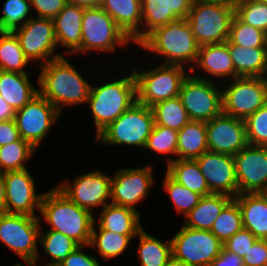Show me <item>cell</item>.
<instances>
[{
    "mask_svg": "<svg viewBox=\"0 0 267 266\" xmlns=\"http://www.w3.org/2000/svg\"><path fill=\"white\" fill-rule=\"evenodd\" d=\"M84 8L67 3L54 17V32L58 45L68 47L66 54L81 53L82 21Z\"/></svg>",
    "mask_w": 267,
    "mask_h": 266,
    "instance_id": "21",
    "label": "cell"
},
{
    "mask_svg": "<svg viewBox=\"0 0 267 266\" xmlns=\"http://www.w3.org/2000/svg\"><path fill=\"white\" fill-rule=\"evenodd\" d=\"M257 1H260V2L267 4V0H257Z\"/></svg>",
    "mask_w": 267,
    "mask_h": 266,
    "instance_id": "59",
    "label": "cell"
},
{
    "mask_svg": "<svg viewBox=\"0 0 267 266\" xmlns=\"http://www.w3.org/2000/svg\"><path fill=\"white\" fill-rule=\"evenodd\" d=\"M236 77H265L267 48H243L228 43Z\"/></svg>",
    "mask_w": 267,
    "mask_h": 266,
    "instance_id": "27",
    "label": "cell"
},
{
    "mask_svg": "<svg viewBox=\"0 0 267 266\" xmlns=\"http://www.w3.org/2000/svg\"><path fill=\"white\" fill-rule=\"evenodd\" d=\"M67 3L85 8L100 7L103 0H66Z\"/></svg>",
    "mask_w": 267,
    "mask_h": 266,
    "instance_id": "53",
    "label": "cell"
},
{
    "mask_svg": "<svg viewBox=\"0 0 267 266\" xmlns=\"http://www.w3.org/2000/svg\"><path fill=\"white\" fill-rule=\"evenodd\" d=\"M100 7L113 18L132 42L140 43L141 0H103Z\"/></svg>",
    "mask_w": 267,
    "mask_h": 266,
    "instance_id": "22",
    "label": "cell"
},
{
    "mask_svg": "<svg viewBox=\"0 0 267 266\" xmlns=\"http://www.w3.org/2000/svg\"><path fill=\"white\" fill-rule=\"evenodd\" d=\"M244 266H267V240L257 239L243 257Z\"/></svg>",
    "mask_w": 267,
    "mask_h": 266,
    "instance_id": "46",
    "label": "cell"
},
{
    "mask_svg": "<svg viewBox=\"0 0 267 266\" xmlns=\"http://www.w3.org/2000/svg\"><path fill=\"white\" fill-rule=\"evenodd\" d=\"M243 221L240 207L237 201L232 198L222 209L218 218L213 223L211 232L225 243L236 232L242 230Z\"/></svg>",
    "mask_w": 267,
    "mask_h": 266,
    "instance_id": "35",
    "label": "cell"
},
{
    "mask_svg": "<svg viewBox=\"0 0 267 266\" xmlns=\"http://www.w3.org/2000/svg\"><path fill=\"white\" fill-rule=\"evenodd\" d=\"M222 92V112L245 120L267 103L265 77H236Z\"/></svg>",
    "mask_w": 267,
    "mask_h": 266,
    "instance_id": "12",
    "label": "cell"
},
{
    "mask_svg": "<svg viewBox=\"0 0 267 266\" xmlns=\"http://www.w3.org/2000/svg\"><path fill=\"white\" fill-rule=\"evenodd\" d=\"M171 242L172 256L188 266H209L223 249V243L210 230L184 225Z\"/></svg>",
    "mask_w": 267,
    "mask_h": 266,
    "instance_id": "11",
    "label": "cell"
},
{
    "mask_svg": "<svg viewBox=\"0 0 267 266\" xmlns=\"http://www.w3.org/2000/svg\"><path fill=\"white\" fill-rule=\"evenodd\" d=\"M38 17L53 19L67 4L66 0H29Z\"/></svg>",
    "mask_w": 267,
    "mask_h": 266,
    "instance_id": "47",
    "label": "cell"
},
{
    "mask_svg": "<svg viewBox=\"0 0 267 266\" xmlns=\"http://www.w3.org/2000/svg\"><path fill=\"white\" fill-rule=\"evenodd\" d=\"M193 1H221V0H193Z\"/></svg>",
    "mask_w": 267,
    "mask_h": 266,
    "instance_id": "58",
    "label": "cell"
},
{
    "mask_svg": "<svg viewBox=\"0 0 267 266\" xmlns=\"http://www.w3.org/2000/svg\"><path fill=\"white\" fill-rule=\"evenodd\" d=\"M235 15L234 0L193 1L186 18L199 46L224 43Z\"/></svg>",
    "mask_w": 267,
    "mask_h": 266,
    "instance_id": "5",
    "label": "cell"
},
{
    "mask_svg": "<svg viewBox=\"0 0 267 266\" xmlns=\"http://www.w3.org/2000/svg\"><path fill=\"white\" fill-rule=\"evenodd\" d=\"M209 266H244V262L237 254L222 249L220 255Z\"/></svg>",
    "mask_w": 267,
    "mask_h": 266,
    "instance_id": "51",
    "label": "cell"
},
{
    "mask_svg": "<svg viewBox=\"0 0 267 266\" xmlns=\"http://www.w3.org/2000/svg\"><path fill=\"white\" fill-rule=\"evenodd\" d=\"M233 158L238 194L263 193L267 189V151L248 144Z\"/></svg>",
    "mask_w": 267,
    "mask_h": 266,
    "instance_id": "17",
    "label": "cell"
},
{
    "mask_svg": "<svg viewBox=\"0 0 267 266\" xmlns=\"http://www.w3.org/2000/svg\"><path fill=\"white\" fill-rule=\"evenodd\" d=\"M136 81L137 102L148 107L179 96L183 80L188 76L180 65L159 64L154 69L133 70Z\"/></svg>",
    "mask_w": 267,
    "mask_h": 266,
    "instance_id": "7",
    "label": "cell"
},
{
    "mask_svg": "<svg viewBox=\"0 0 267 266\" xmlns=\"http://www.w3.org/2000/svg\"><path fill=\"white\" fill-rule=\"evenodd\" d=\"M83 245L76 247L63 262L61 266H100L96 256H89L83 252Z\"/></svg>",
    "mask_w": 267,
    "mask_h": 266,
    "instance_id": "48",
    "label": "cell"
},
{
    "mask_svg": "<svg viewBox=\"0 0 267 266\" xmlns=\"http://www.w3.org/2000/svg\"><path fill=\"white\" fill-rule=\"evenodd\" d=\"M166 172L178 183L202 196L211 194L206 179L195 159L167 157Z\"/></svg>",
    "mask_w": 267,
    "mask_h": 266,
    "instance_id": "29",
    "label": "cell"
},
{
    "mask_svg": "<svg viewBox=\"0 0 267 266\" xmlns=\"http://www.w3.org/2000/svg\"><path fill=\"white\" fill-rule=\"evenodd\" d=\"M208 151L234 156L248 145L245 122L223 112L206 122Z\"/></svg>",
    "mask_w": 267,
    "mask_h": 266,
    "instance_id": "18",
    "label": "cell"
},
{
    "mask_svg": "<svg viewBox=\"0 0 267 266\" xmlns=\"http://www.w3.org/2000/svg\"><path fill=\"white\" fill-rule=\"evenodd\" d=\"M204 69L208 75L215 78H235L234 65L228 49V42L218 44H207L199 46L195 65Z\"/></svg>",
    "mask_w": 267,
    "mask_h": 266,
    "instance_id": "25",
    "label": "cell"
},
{
    "mask_svg": "<svg viewBox=\"0 0 267 266\" xmlns=\"http://www.w3.org/2000/svg\"><path fill=\"white\" fill-rule=\"evenodd\" d=\"M60 112L40 94L16 111L15 122L20 138L29 142L35 149L51 130Z\"/></svg>",
    "mask_w": 267,
    "mask_h": 266,
    "instance_id": "14",
    "label": "cell"
},
{
    "mask_svg": "<svg viewBox=\"0 0 267 266\" xmlns=\"http://www.w3.org/2000/svg\"><path fill=\"white\" fill-rule=\"evenodd\" d=\"M141 9L142 24L145 29L140 30V42L156 28L177 19L172 11H168L165 0H141Z\"/></svg>",
    "mask_w": 267,
    "mask_h": 266,
    "instance_id": "36",
    "label": "cell"
},
{
    "mask_svg": "<svg viewBox=\"0 0 267 266\" xmlns=\"http://www.w3.org/2000/svg\"><path fill=\"white\" fill-rule=\"evenodd\" d=\"M231 199V196L224 194L211 193L202 196L197 206L185 217L184 226L194 229L211 230L220 212Z\"/></svg>",
    "mask_w": 267,
    "mask_h": 266,
    "instance_id": "28",
    "label": "cell"
},
{
    "mask_svg": "<svg viewBox=\"0 0 267 266\" xmlns=\"http://www.w3.org/2000/svg\"><path fill=\"white\" fill-rule=\"evenodd\" d=\"M211 81L191 74L183 80L179 97L190 121L208 122L222 113V92Z\"/></svg>",
    "mask_w": 267,
    "mask_h": 266,
    "instance_id": "10",
    "label": "cell"
},
{
    "mask_svg": "<svg viewBox=\"0 0 267 266\" xmlns=\"http://www.w3.org/2000/svg\"><path fill=\"white\" fill-rule=\"evenodd\" d=\"M20 139L15 119L0 121V147Z\"/></svg>",
    "mask_w": 267,
    "mask_h": 266,
    "instance_id": "49",
    "label": "cell"
},
{
    "mask_svg": "<svg viewBox=\"0 0 267 266\" xmlns=\"http://www.w3.org/2000/svg\"><path fill=\"white\" fill-rule=\"evenodd\" d=\"M28 77V74L0 70V96L16 111L39 94Z\"/></svg>",
    "mask_w": 267,
    "mask_h": 266,
    "instance_id": "24",
    "label": "cell"
},
{
    "mask_svg": "<svg viewBox=\"0 0 267 266\" xmlns=\"http://www.w3.org/2000/svg\"><path fill=\"white\" fill-rule=\"evenodd\" d=\"M256 240L249 230L243 228L223 243V249L243 258Z\"/></svg>",
    "mask_w": 267,
    "mask_h": 266,
    "instance_id": "45",
    "label": "cell"
},
{
    "mask_svg": "<svg viewBox=\"0 0 267 266\" xmlns=\"http://www.w3.org/2000/svg\"><path fill=\"white\" fill-rule=\"evenodd\" d=\"M132 41L101 7L84 8L81 53L88 51L111 52L116 46Z\"/></svg>",
    "mask_w": 267,
    "mask_h": 266,
    "instance_id": "9",
    "label": "cell"
},
{
    "mask_svg": "<svg viewBox=\"0 0 267 266\" xmlns=\"http://www.w3.org/2000/svg\"><path fill=\"white\" fill-rule=\"evenodd\" d=\"M235 14L267 34V4L257 0H234Z\"/></svg>",
    "mask_w": 267,
    "mask_h": 266,
    "instance_id": "42",
    "label": "cell"
},
{
    "mask_svg": "<svg viewBox=\"0 0 267 266\" xmlns=\"http://www.w3.org/2000/svg\"><path fill=\"white\" fill-rule=\"evenodd\" d=\"M267 151V141L261 145Z\"/></svg>",
    "mask_w": 267,
    "mask_h": 266,
    "instance_id": "57",
    "label": "cell"
},
{
    "mask_svg": "<svg viewBox=\"0 0 267 266\" xmlns=\"http://www.w3.org/2000/svg\"><path fill=\"white\" fill-rule=\"evenodd\" d=\"M162 185L166 193H169V197L174 203V208L185 217L197 206L202 198V195L175 181L167 172Z\"/></svg>",
    "mask_w": 267,
    "mask_h": 266,
    "instance_id": "40",
    "label": "cell"
},
{
    "mask_svg": "<svg viewBox=\"0 0 267 266\" xmlns=\"http://www.w3.org/2000/svg\"><path fill=\"white\" fill-rule=\"evenodd\" d=\"M178 131L161 125H156L147 139L144 148L157 152L160 155L177 156Z\"/></svg>",
    "mask_w": 267,
    "mask_h": 266,
    "instance_id": "43",
    "label": "cell"
},
{
    "mask_svg": "<svg viewBox=\"0 0 267 266\" xmlns=\"http://www.w3.org/2000/svg\"><path fill=\"white\" fill-rule=\"evenodd\" d=\"M208 151L206 122L189 121L178 131L177 159H196Z\"/></svg>",
    "mask_w": 267,
    "mask_h": 266,
    "instance_id": "30",
    "label": "cell"
},
{
    "mask_svg": "<svg viewBox=\"0 0 267 266\" xmlns=\"http://www.w3.org/2000/svg\"><path fill=\"white\" fill-rule=\"evenodd\" d=\"M152 167L117 170L111 178V204L137 210L135 205L142 201L154 185Z\"/></svg>",
    "mask_w": 267,
    "mask_h": 266,
    "instance_id": "16",
    "label": "cell"
},
{
    "mask_svg": "<svg viewBox=\"0 0 267 266\" xmlns=\"http://www.w3.org/2000/svg\"><path fill=\"white\" fill-rule=\"evenodd\" d=\"M263 193L267 196V189Z\"/></svg>",
    "mask_w": 267,
    "mask_h": 266,
    "instance_id": "61",
    "label": "cell"
},
{
    "mask_svg": "<svg viewBox=\"0 0 267 266\" xmlns=\"http://www.w3.org/2000/svg\"><path fill=\"white\" fill-rule=\"evenodd\" d=\"M13 33L29 61L44 60L41 65L63 56L61 52L55 53L58 44L51 18L33 16Z\"/></svg>",
    "mask_w": 267,
    "mask_h": 266,
    "instance_id": "13",
    "label": "cell"
},
{
    "mask_svg": "<svg viewBox=\"0 0 267 266\" xmlns=\"http://www.w3.org/2000/svg\"><path fill=\"white\" fill-rule=\"evenodd\" d=\"M138 257L141 266H164L172 256V242H163L148 234L143 228L138 233Z\"/></svg>",
    "mask_w": 267,
    "mask_h": 266,
    "instance_id": "31",
    "label": "cell"
},
{
    "mask_svg": "<svg viewBox=\"0 0 267 266\" xmlns=\"http://www.w3.org/2000/svg\"><path fill=\"white\" fill-rule=\"evenodd\" d=\"M111 178L95 170L75 178L73 183L65 180L56 188L79 207L93 212L95 207L110 204L107 200L111 198Z\"/></svg>",
    "mask_w": 267,
    "mask_h": 266,
    "instance_id": "15",
    "label": "cell"
},
{
    "mask_svg": "<svg viewBox=\"0 0 267 266\" xmlns=\"http://www.w3.org/2000/svg\"><path fill=\"white\" fill-rule=\"evenodd\" d=\"M95 223L92 228L91 241L89 247H96L98 253L105 260L116 258L121 255L129 246L130 240L137 235L116 234L110 230L99 228L95 230Z\"/></svg>",
    "mask_w": 267,
    "mask_h": 266,
    "instance_id": "33",
    "label": "cell"
},
{
    "mask_svg": "<svg viewBox=\"0 0 267 266\" xmlns=\"http://www.w3.org/2000/svg\"><path fill=\"white\" fill-rule=\"evenodd\" d=\"M164 266H188V265L171 256Z\"/></svg>",
    "mask_w": 267,
    "mask_h": 266,
    "instance_id": "55",
    "label": "cell"
},
{
    "mask_svg": "<svg viewBox=\"0 0 267 266\" xmlns=\"http://www.w3.org/2000/svg\"><path fill=\"white\" fill-rule=\"evenodd\" d=\"M39 94L61 113L62 108L87 102L90 86L65 57L40 65Z\"/></svg>",
    "mask_w": 267,
    "mask_h": 266,
    "instance_id": "1",
    "label": "cell"
},
{
    "mask_svg": "<svg viewBox=\"0 0 267 266\" xmlns=\"http://www.w3.org/2000/svg\"><path fill=\"white\" fill-rule=\"evenodd\" d=\"M14 266H23L22 264H19V263H17V264H15Z\"/></svg>",
    "mask_w": 267,
    "mask_h": 266,
    "instance_id": "60",
    "label": "cell"
},
{
    "mask_svg": "<svg viewBox=\"0 0 267 266\" xmlns=\"http://www.w3.org/2000/svg\"><path fill=\"white\" fill-rule=\"evenodd\" d=\"M249 145L261 146L267 141V103L245 120Z\"/></svg>",
    "mask_w": 267,
    "mask_h": 266,
    "instance_id": "44",
    "label": "cell"
},
{
    "mask_svg": "<svg viewBox=\"0 0 267 266\" xmlns=\"http://www.w3.org/2000/svg\"><path fill=\"white\" fill-rule=\"evenodd\" d=\"M227 42L243 48H267V34L244 23L235 14L231 21Z\"/></svg>",
    "mask_w": 267,
    "mask_h": 266,
    "instance_id": "37",
    "label": "cell"
},
{
    "mask_svg": "<svg viewBox=\"0 0 267 266\" xmlns=\"http://www.w3.org/2000/svg\"><path fill=\"white\" fill-rule=\"evenodd\" d=\"M137 101L134 72L100 86H90L87 103L96 126V136Z\"/></svg>",
    "mask_w": 267,
    "mask_h": 266,
    "instance_id": "4",
    "label": "cell"
},
{
    "mask_svg": "<svg viewBox=\"0 0 267 266\" xmlns=\"http://www.w3.org/2000/svg\"><path fill=\"white\" fill-rule=\"evenodd\" d=\"M234 199L240 207L244 229L257 239L267 240V196L264 193H242Z\"/></svg>",
    "mask_w": 267,
    "mask_h": 266,
    "instance_id": "23",
    "label": "cell"
},
{
    "mask_svg": "<svg viewBox=\"0 0 267 266\" xmlns=\"http://www.w3.org/2000/svg\"><path fill=\"white\" fill-rule=\"evenodd\" d=\"M154 126L151 107L137 101L96 137L97 142L111 145L145 147Z\"/></svg>",
    "mask_w": 267,
    "mask_h": 266,
    "instance_id": "6",
    "label": "cell"
},
{
    "mask_svg": "<svg viewBox=\"0 0 267 266\" xmlns=\"http://www.w3.org/2000/svg\"><path fill=\"white\" fill-rule=\"evenodd\" d=\"M31 11L29 0H6L0 17V31L13 32L20 28L31 18L27 17Z\"/></svg>",
    "mask_w": 267,
    "mask_h": 266,
    "instance_id": "41",
    "label": "cell"
},
{
    "mask_svg": "<svg viewBox=\"0 0 267 266\" xmlns=\"http://www.w3.org/2000/svg\"><path fill=\"white\" fill-rule=\"evenodd\" d=\"M45 253L49 255L48 263L60 264L79 245L68 236L55 231L39 232V241Z\"/></svg>",
    "mask_w": 267,
    "mask_h": 266,
    "instance_id": "39",
    "label": "cell"
},
{
    "mask_svg": "<svg viewBox=\"0 0 267 266\" xmlns=\"http://www.w3.org/2000/svg\"><path fill=\"white\" fill-rule=\"evenodd\" d=\"M45 266H61L60 264L55 263H47Z\"/></svg>",
    "mask_w": 267,
    "mask_h": 266,
    "instance_id": "56",
    "label": "cell"
},
{
    "mask_svg": "<svg viewBox=\"0 0 267 266\" xmlns=\"http://www.w3.org/2000/svg\"><path fill=\"white\" fill-rule=\"evenodd\" d=\"M138 45L164 57L161 64L183 66L191 62L192 66L189 69L192 74L195 72L193 66L198 56L199 45L185 18L171 20L165 26L156 28Z\"/></svg>",
    "mask_w": 267,
    "mask_h": 266,
    "instance_id": "3",
    "label": "cell"
},
{
    "mask_svg": "<svg viewBox=\"0 0 267 266\" xmlns=\"http://www.w3.org/2000/svg\"><path fill=\"white\" fill-rule=\"evenodd\" d=\"M16 110L0 96V121L15 119Z\"/></svg>",
    "mask_w": 267,
    "mask_h": 266,
    "instance_id": "52",
    "label": "cell"
},
{
    "mask_svg": "<svg viewBox=\"0 0 267 266\" xmlns=\"http://www.w3.org/2000/svg\"><path fill=\"white\" fill-rule=\"evenodd\" d=\"M28 63L16 35L0 31V70L27 74L24 68Z\"/></svg>",
    "mask_w": 267,
    "mask_h": 266,
    "instance_id": "32",
    "label": "cell"
},
{
    "mask_svg": "<svg viewBox=\"0 0 267 266\" xmlns=\"http://www.w3.org/2000/svg\"><path fill=\"white\" fill-rule=\"evenodd\" d=\"M36 149L27 141H18L0 147V172L26 169V161L32 157ZM25 162V163H24Z\"/></svg>",
    "mask_w": 267,
    "mask_h": 266,
    "instance_id": "38",
    "label": "cell"
},
{
    "mask_svg": "<svg viewBox=\"0 0 267 266\" xmlns=\"http://www.w3.org/2000/svg\"><path fill=\"white\" fill-rule=\"evenodd\" d=\"M195 160L206 179L210 193L224 194L232 198L238 195L233 156L206 151Z\"/></svg>",
    "mask_w": 267,
    "mask_h": 266,
    "instance_id": "20",
    "label": "cell"
},
{
    "mask_svg": "<svg viewBox=\"0 0 267 266\" xmlns=\"http://www.w3.org/2000/svg\"><path fill=\"white\" fill-rule=\"evenodd\" d=\"M41 219L24 214L0 212V240L19 255L28 266H36L39 257Z\"/></svg>",
    "mask_w": 267,
    "mask_h": 266,
    "instance_id": "8",
    "label": "cell"
},
{
    "mask_svg": "<svg viewBox=\"0 0 267 266\" xmlns=\"http://www.w3.org/2000/svg\"><path fill=\"white\" fill-rule=\"evenodd\" d=\"M40 214L51 225L49 230L68 236L78 245L89 246L94 214L70 201L56 187L43 193Z\"/></svg>",
    "mask_w": 267,
    "mask_h": 266,
    "instance_id": "2",
    "label": "cell"
},
{
    "mask_svg": "<svg viewBox=\"0 0 267 266\" xmlns=\"http://www.w3.org/2000/svg\"><path fill=\"white\" fill-rule=\"evenodd\" d=\"M97 222L99 228L123 235H138L143 228L139 211L111 203L102 208Z\"/></svg>",
    "mask_w": 267,
    "mask_h": 266,
    "instance_id": "26",
    "label": "cell"
},
{
    "mask_svg": "<svg viewBox=\"0 0 267 266\" xmlns=\"http://www.w3.org/2000/svg\"><path fill=\"white\" fill-rule=\"evenodd\" d=\"M6 187L5 213L36 215L40 212L43 194L35 193V182L27 169L3 173Z\"/></svg>",
    "mask_w": 267,
    "mask_h": 266,
    "instance_id": "19",
    "label": "cell"
},
{
    "mask_svg": "<svg viewBox=\"0 0 267 266\" xmlns=\"http://www.w3.org/2000/svg\"><path fill=\"white\" fill-rule=\"evenodd\" d=\"M151 109L156 125L179 131L190 121L179 96L160 101L153 105Z\"/></svg>",
    "mask_w": 267,
    "mask_h": 266,
    "instance_id": "34",
    "label": "cell"
},
{
    "mask_svg": "<svg viewBox=\"0 0 267 266\" xmlns=\"http://www.w3.org/2000/svg\"><path fill=\"white\" fill-rule=\"evenodd\" d=\"M166 7L168 11H172V13L177 18H187L189 15V11L191 10V6L193 0H165Z\"/></svg>",
    "mask_w": 267,
    "mask_h": 266,
    "instance_id": "50",
    "label": "cell"
},
{
    "mask_svg": "<svg viewBox=\"0 0 267 266\" xmlns=\"http://www.w3.org/2000/svg\"><path fill=\"white\" fill-rule=\"evenodd\" d=\"M6 187L3 172H0V212H5Z\"/></svg>",
    "mask_w": 267,
    "mask_h": 266,
    "instance_id": "54",
    "label": "cell"
}]
</instances>
